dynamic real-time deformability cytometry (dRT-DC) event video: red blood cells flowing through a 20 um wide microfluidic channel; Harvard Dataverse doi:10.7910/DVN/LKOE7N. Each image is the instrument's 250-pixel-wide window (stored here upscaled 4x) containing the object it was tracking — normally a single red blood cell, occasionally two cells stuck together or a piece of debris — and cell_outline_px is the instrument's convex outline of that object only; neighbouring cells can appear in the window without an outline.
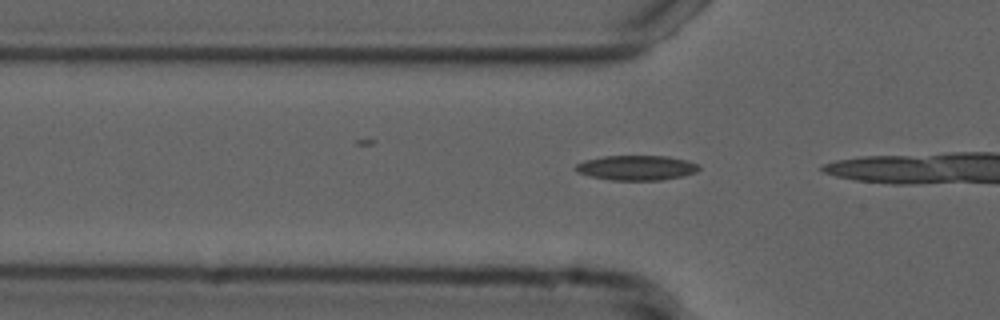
{"species": "common noctule bat (a hibernating species)", "species_latin": "Nyctalus noctula", "temperature_condition": "cold", "stored_images_in_passage": 4, "camera_frame_rate_fps": 3000, "um_per_image_px": 0.085, "animal": {"sex": "male", "forearm_length_mm": 52.5}, "frame": {"image": 1, "passage_image": 2, "time_ms": 0.333, "image_size_px": [1000, 320], "cell_outline_px": [[700, 168], [696, 172], [684, 176], [660, 180], [612, 180], [588, 176], [576, 172], [572, 168], [576, 164], [584, 160], [604, 156], [668, 156], [700, 164]], "centroid_in_image_um": [54.07, 14.26], "position_along_channel_um": 71.7, "area_um2": 18.03}}